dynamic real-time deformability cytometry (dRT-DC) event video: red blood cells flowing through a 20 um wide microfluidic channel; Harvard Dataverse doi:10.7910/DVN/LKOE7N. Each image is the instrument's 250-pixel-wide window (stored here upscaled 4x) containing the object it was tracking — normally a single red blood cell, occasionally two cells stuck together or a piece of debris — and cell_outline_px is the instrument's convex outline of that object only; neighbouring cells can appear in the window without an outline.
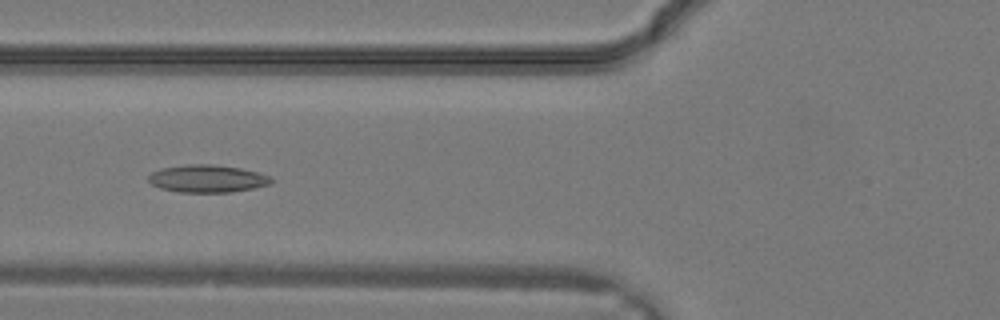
{"species": "common noctule bat (a hibernating species)", "species_latin": "Nyctalus noctula", "temperature_condition": "warm", "stored_images_in_passage": 20, "camera_frame_rate_fps": 3000, "um_per_image_px": 0.085, "animal": {"sex": "male", "body_mass_g": 19.2, "forearm_length_mm": 51.8}, "frame": {"image": 1, "passage_image": 11, "time_ms": 3.333, "image_size_px": [1000, 320], "cell_outline_px": [[272, 184], [232, 192], [180, 192], [160, 188], [152, 184], [148, 180], [148, 176], [152, 172], [160, 168], [188, 164], [212, 164], [240, 168], [272, 176]], "centroid_in_image_um": [17.62, 15.18], "position_along_channel_um": 108.2, "area_um2": 19.71}}
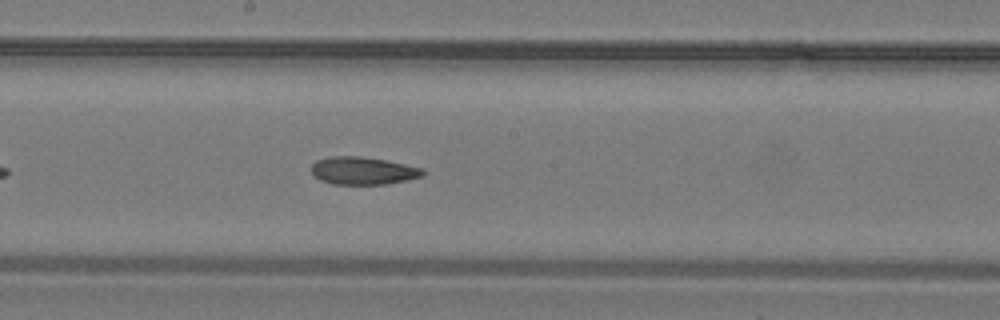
{"frame": {"image": 2, "passage_image": 16, "time_ms": 5.0, "image_size_px": [1000, 320], "cell_outline_px": [[424, 176], [408, 180], [388, 184], [332, 184], [320, 180], [312, 172], [312, 164], [316, 160], [328, 156], [360, 156], [384, 160], [424, 168]], "centroid_in_image_um": [30.87, 14.51], "position_along_channel_um": 217.3, "area_um2": 18.03}}
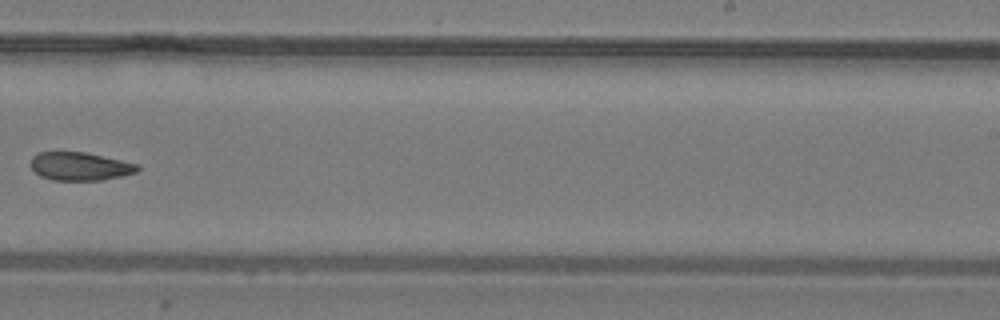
{"frame": {"image": 3, "passage_image": 19, "time_ms": 6.0, "image_size_px": [1000, 320], "cell_outline_px": [[140, 168], [136, 172], [104, 180], [52, 180], [40, 176], [32, 168], [32, 156], [40, 152], [84, 152], [140, 164]], "centroid_in_image_um": [6.82, 14.14], "position_along_channel_um": 282.2, "area_um2": 17.46}}